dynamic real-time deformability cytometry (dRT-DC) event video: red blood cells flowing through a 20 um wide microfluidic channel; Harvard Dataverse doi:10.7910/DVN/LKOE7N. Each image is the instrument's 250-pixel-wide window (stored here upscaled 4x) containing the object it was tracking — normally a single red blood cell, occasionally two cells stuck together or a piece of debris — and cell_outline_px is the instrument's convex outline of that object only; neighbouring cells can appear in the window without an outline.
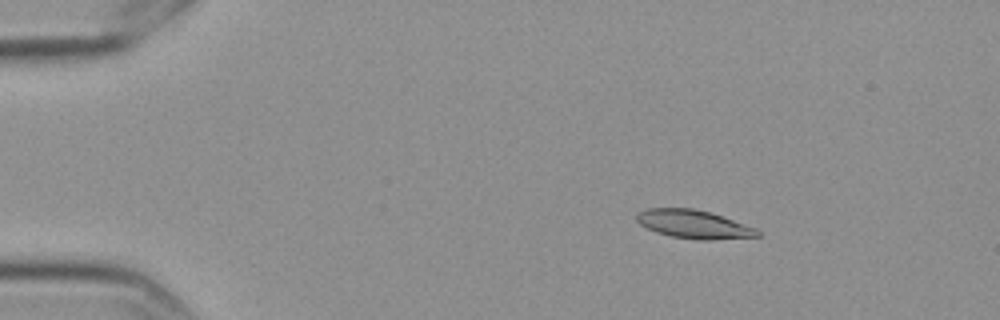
{"species": "Egyptian fruit bat (a non-hibernating species)", "species_latin": "Rousettus aegyptiacus", "temperature_condition": "cold", "stored_images_in_passage": 15, "camera_frame_rate_fps": 3000, "um_per_image_px": 0.085, "frame": {"image": 1, "passage_image": 3, "time_ms": 0.667, "image_size_px": [1000, 320], "cell_outline_px": [[760, 236], [712, 240], [700, 240], [672, 236], [656, 232], [640, 224], [636, 220], [636, 212], [648, 208], [692, 208], [708, 212], [756, 228], [760, 232]], "centroid_in_image_um": [58.93, 19.06], "position_along_channel_um": 26.1, "area_um2": 19.77}}
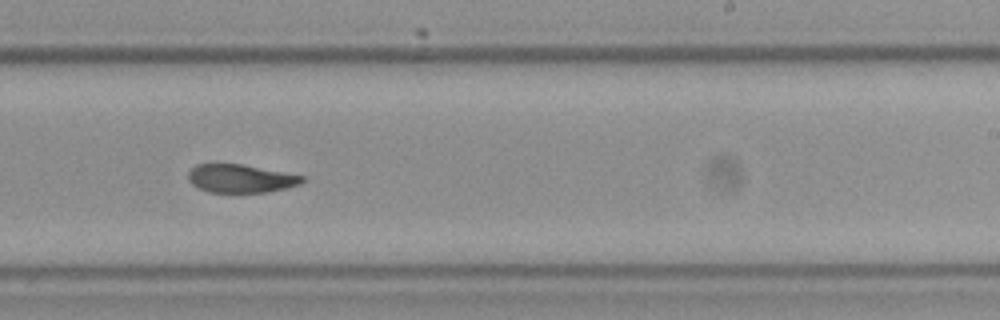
{"frame": {"image": 2, "passage_image": 10, "time_ms": 3.0, "image_size_px": [1000, 320], "cell_outline_px": [[304, 180], [300, 184], [288, 188], [264, 192], [208, 192], [192, 184], [188, 180], [188, 172], [196, 164], [212, 160], [216, 160], [244, 164], [304, 176]], "centroid_in_image_um": [20.38, 15.12], "position_along_channel_um": 268.6, "area_um2": 19.48}}
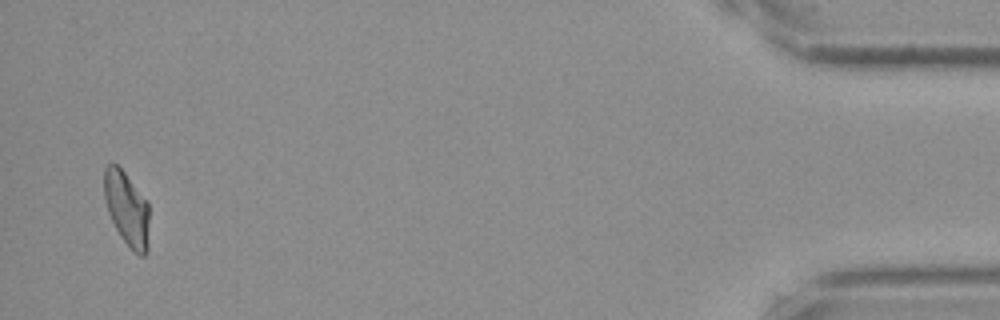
{"frame": {"image": 3, "passage_image": 15, "time_ms": 4.667, "image_size_px": [1000, 320], "cell_outline_px": [[148, 252], [144, 256], [140, 256], [120, 236], [108, 212], [104, 196], [104, 168], [108, 164], [116, 164], [124, 172], [148, 204]], "centroid_in_image_um": [10.77, 17.74], "position_along_channel_um": 424.4, "area_um2": 19.02}}